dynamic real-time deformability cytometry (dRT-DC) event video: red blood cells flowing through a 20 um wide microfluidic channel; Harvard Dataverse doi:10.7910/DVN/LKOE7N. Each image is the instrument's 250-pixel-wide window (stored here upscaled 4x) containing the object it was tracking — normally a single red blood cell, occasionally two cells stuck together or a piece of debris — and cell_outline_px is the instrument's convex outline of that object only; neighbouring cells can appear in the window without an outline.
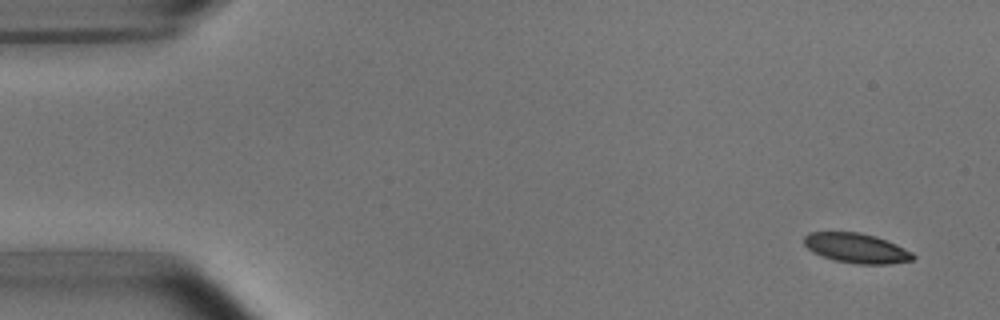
{"species": "common noctule bat (a hibernating species)", "species_latin": "Nyctalus noctula", "temperature_condition": "room temperature", "stored_images_in_passage": 6, "camera_frame_rate_fps": 3000, "um_per_image_px": 0.085, "animal": {"sex": "male", "body_mass_g": 15.6}, "frame": {"image": 1, "passage_image": 1, "time_ms": 0.0, "image_size_px": [1000, 320], "cell_outline_px": [[916, 256], [912, 260], [888, 264], [856, 264], [836, 260], [820, 256], [812, 252], [804, 244], [804, 236], [808, 232], [860, 232], [876, 236], [888, 240], [912, 252]], "centroid_in_image_um": [72.79, 21.08], "position_along_channel_um": 12.2, "area_um2": 19.02}}
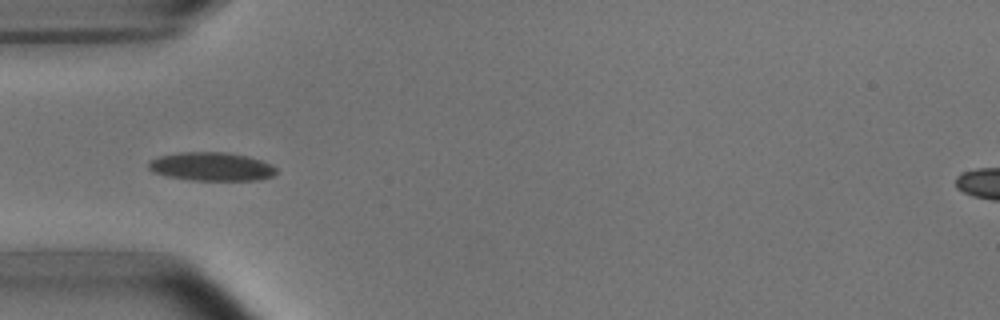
{"frame": {"image": 2, "passage_image": 5, "time_ms": 4.667, "image_size_px": [1000, 320], "cell_outline_px": [[276, 172], [272, 176], [260, 180], [192, 180], [168, 176], [152, 172], [148, 168], [148, 160], [160, 156], [176, 152], [228, 152], [248, 156], [272, 164], [276, 168]], "centroid_in_image_um": [17.96, 14.15], "position_along_channel_um": 67.0, "area_um2": 21.39}}